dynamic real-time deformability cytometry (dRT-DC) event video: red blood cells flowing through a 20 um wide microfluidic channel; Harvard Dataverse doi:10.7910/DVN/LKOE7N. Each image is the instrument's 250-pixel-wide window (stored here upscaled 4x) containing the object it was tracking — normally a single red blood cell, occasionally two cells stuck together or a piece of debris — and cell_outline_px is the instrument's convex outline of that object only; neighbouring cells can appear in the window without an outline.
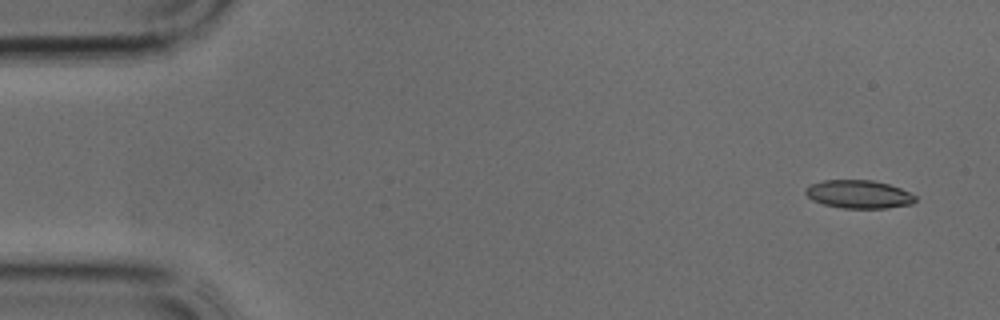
{"species": "common noctule bat (a hibernating species)", "species_latin": "Nyctalus noctula", "temperature_condition": "cold", "stored_images_in_passage": 36, "camera_frame_rate_fps": 3000, "um_per_image_px": 0.085, "animal": {"sex": "male", "body_mass_g": 17.9, "forearm_length_mm": 54.2}, "frame": {"image": 1, "passage_image": 1, "time_ms": 0.0, "image_size_px": [1000, 320], "cell_outline_px": [[916, 200], [912, 204], [884, 208], [844, 208], [824, 204], [812, 200], [804, 192], [804, 188], [812, 184], [824, 180], [872, 180], [888, 184], [900, 188], [916, 196]], "centroid_in_image_um": [72.98, 16.51], "position_along_channel_um": 12.0, "area_um2": 17.92}}
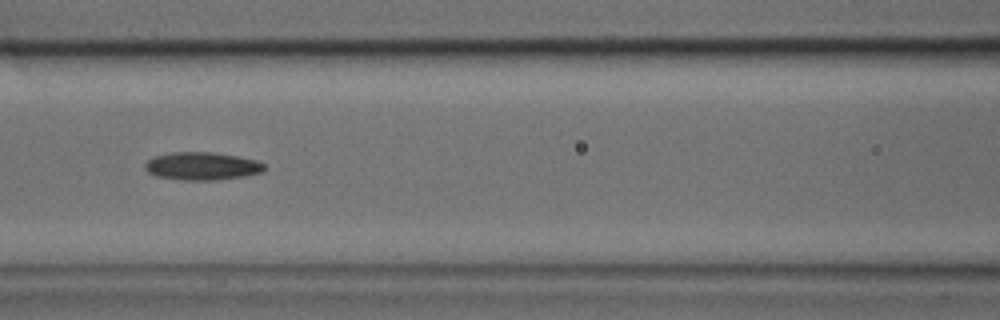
{"frame": {"image": 2, "passage_image": 15, "time_ms": 4.667, "image_size_px": [1000, 320], "cell_outline_px": [[264, 168], [260, 172], [244, 176], [216, 180], [184, 180], [156, 176], [148, 172], [144, 168], [144, 164], [152, 156], [172, 152], [212, 152], [236, 156], [256, 160], [264, 164]], "centroid_in_image_um": [17.11, 14.11], "position_along_channel_um": 149.5, "area_um2": 19.31}}
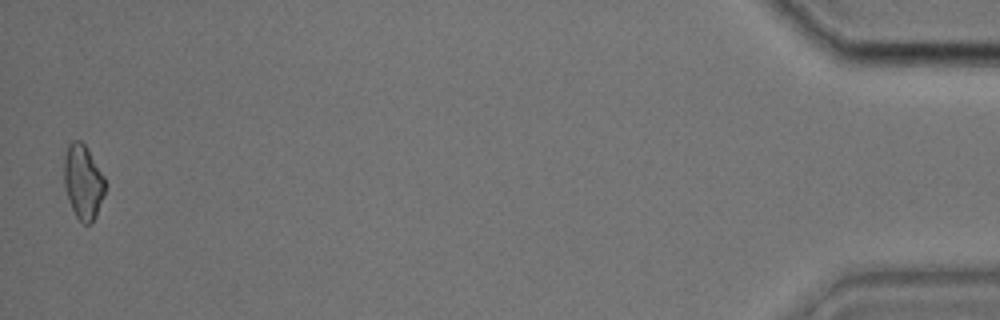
{"frame": {"image": 3, "passage_image": 36, "time_ms": 11.667, "image_size_px": [1000, 320], "cell_outline_px": [[104, 196], [96, 216], [92, 224], [84, 224], [76, 216], [68, 200], [64, 188], [64, 156], [68, 144], [72, 140], [80, 140], [88, 148], [104, 176]], "centroid_in_image_um": [7.05, 15.45], "position_along_channel_um": 428.1, "area_um2": 17.98}}